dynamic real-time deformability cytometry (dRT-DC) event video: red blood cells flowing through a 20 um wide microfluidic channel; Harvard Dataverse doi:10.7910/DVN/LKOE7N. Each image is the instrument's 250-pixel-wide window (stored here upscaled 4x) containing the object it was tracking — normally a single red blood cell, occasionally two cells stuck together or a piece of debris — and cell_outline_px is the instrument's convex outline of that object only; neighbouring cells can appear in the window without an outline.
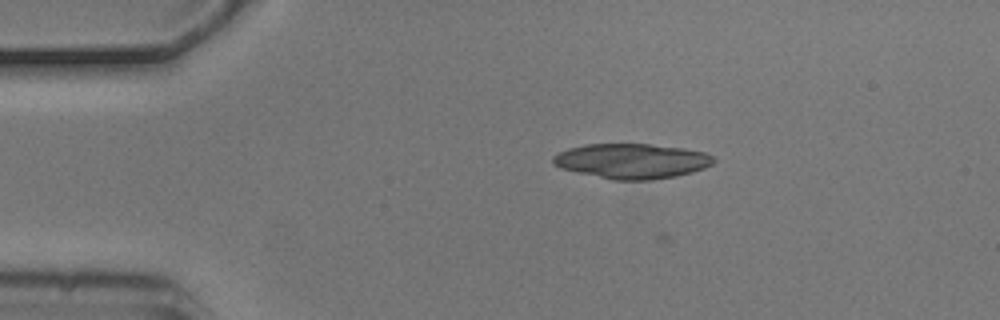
{"species": "common noctule bat (a hibernating species)", "species_latin": "Nyctalus noctula", "temperature_condition": "cold", "stored_images_in_passage": 9, "camera_frame_rate_fps": 3000, "um_per_image_px": 0.085, "animal": {"sex": "male", "body_mass_g": 20.5, "forearm_length_mm": 52.5}, "frame": {"image": 1, "passage_image": 2, "time_ms": 0.333, "image_size_px": [1000, 320], "cell_outline_px": [[716, 160], [712, 164], [704, 168], [692, 172], [676, 176], [652, 180], [612, 180], [560, 168], [552, 164], [552, 156], [568, 148], [584, 144], [652, 144], [684, 148], [704, 152], [716, 156]], "centroid_in_image_um": [53.72, 13.69], "position_along_channel_um": 31.3, "area_um2": 33.0}}
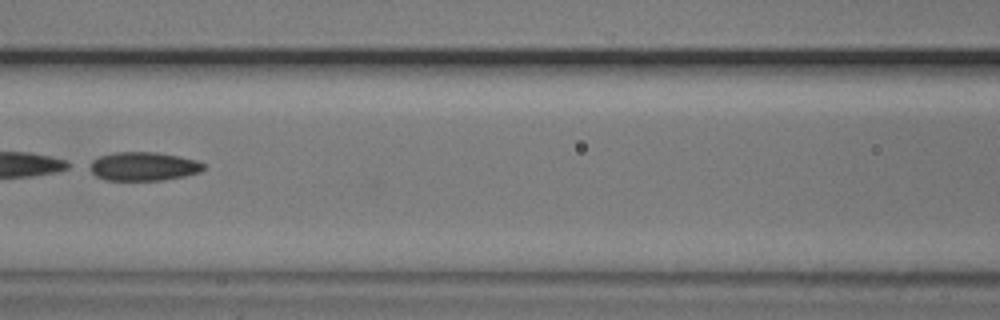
{"frame": {"image": 2, "passage_image": 6, "time_ms": 1.667, "image_size_px": [1000, 320], "cell_outline_px": [[204, 168], [200, 172], [184, 176], [164, 180], [104, 180], [96, 176], [92, 172], [92, 160], [100, 156], [116, 152], [156, 152], [180, 156], [196, 160], [204, 164]], "centroid_in_image_um": [12.22, 14.14], "position_along_channel_um": 154.4, "area_um2": 18.9}}